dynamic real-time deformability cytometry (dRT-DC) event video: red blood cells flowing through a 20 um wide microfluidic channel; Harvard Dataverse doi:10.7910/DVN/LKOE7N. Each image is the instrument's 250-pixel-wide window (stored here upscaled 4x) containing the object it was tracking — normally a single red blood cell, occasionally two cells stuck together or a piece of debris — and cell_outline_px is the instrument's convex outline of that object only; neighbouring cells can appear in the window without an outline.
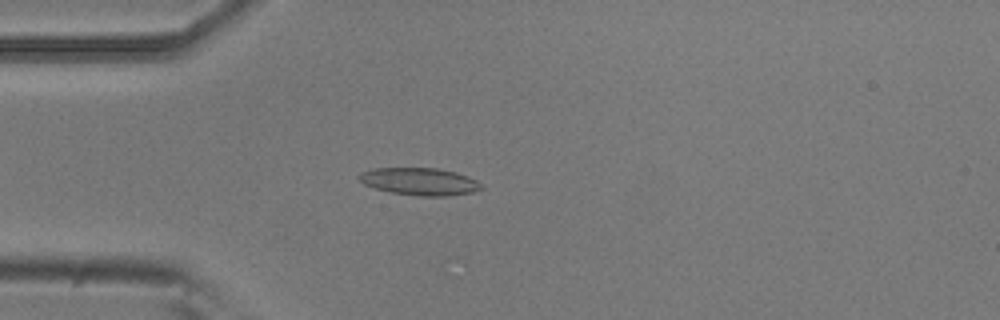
{"species": "common noctule bat (a hibernating species)", "species_latin": "Nyctalus noctula", "temperature_condition": "room temperature", "stored_images_in_passage": 32, "camera_frame_rate_fps": 3000, "um_per_image_px": 0.085, "animal": {"sex": "male", "body_mass_g": 20.5, "forearm_length_mm": 52.5}, "frame": {"image": 1, "passage_image": 14, "time_ms": 4.333, "image_size_px": [1000, 320], "cell_outline_px": [[484, 188], [472, 192], [448, 196], [420, 196], [392, 192], [376, 188], [364, 184], [356, 176], [360, 172], [376, 168], [436, 168], [456, 172], [468, 176], [476, 180]], "centroid_in_image_um": [35.67, 15.42], "position_along_channel_um": 49.3, "area_um2": 19.42}}
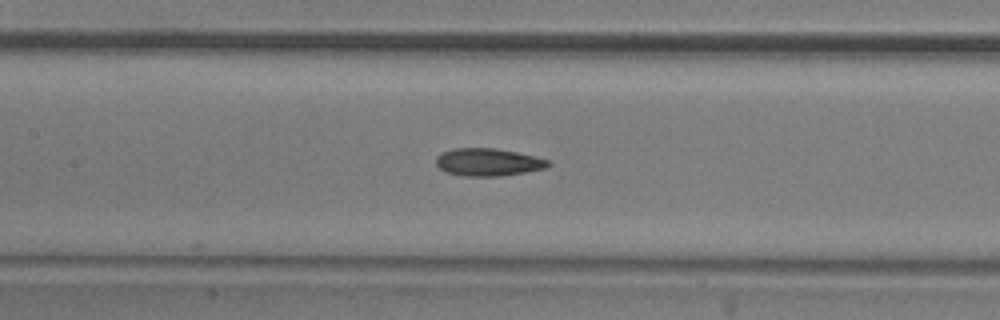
{"frame": {"image": 2, "passage_image": 24, "time_ms": 7.667, "image_size_px": [1000, 320], "cell_outline_px": [[552, 164], [544, 168], [524, 172], [500, 176], [460, 176], [444, 172], [436, 164], [436, 156], [440, 152], [452, 148], [496, 148], [516, 152], [548, 160]], "centroid_in_image_um": [41.41, 13.78], "position_along_channel_um": 166.0, "area_um2": 18.09}}
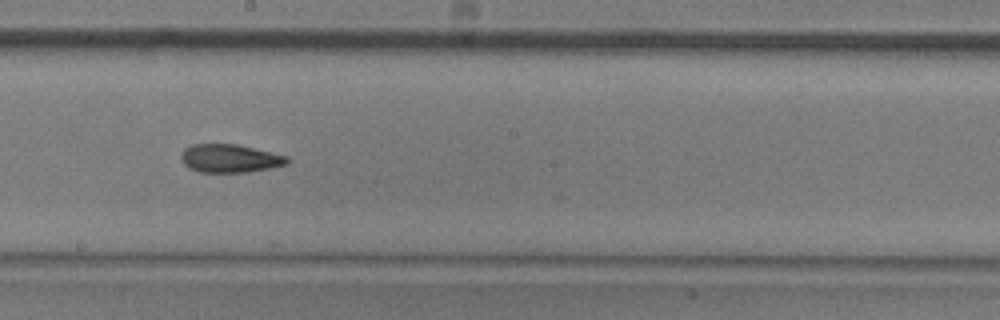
{"frame": {"image": 3, "passage_image": 29, "time_ms": 9.333, "image_size_px": [1000, 320], "cell_outline_px": [[288, 164], [272, 168], [248, 172], [200, 172], [188, 168], [184, 164], [180, 156], [184, 148], [192, 144], [236, 144], [288, 156]], "centroid_in_image_um": [19.53, 13.47], "position_along_channel_um": 228.7, "area_um2": 17.51}}